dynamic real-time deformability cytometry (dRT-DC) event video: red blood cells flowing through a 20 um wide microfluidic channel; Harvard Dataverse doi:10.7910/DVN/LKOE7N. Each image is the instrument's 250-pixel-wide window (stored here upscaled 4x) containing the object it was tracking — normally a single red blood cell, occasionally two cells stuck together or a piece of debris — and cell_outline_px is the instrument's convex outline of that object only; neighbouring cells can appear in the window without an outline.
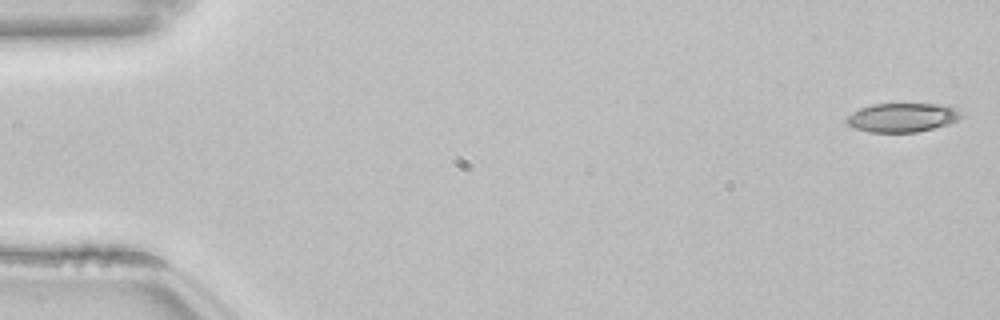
{"species": "common noctule bat (a hibernating species)", "species_latin": "Nyctalus noctula", "temperature_condition": "room temperature", "stored_images_in_passage": 53, "camera_frame_rate_fps": 3000, "um_per_image_px": 0.085, "animal": {"sex": "female", "body_mass_g": 22.7, "forearm_length_mm": 54.2}, "frame": {"image": 1, "passage_image": 1, "time_ms": 0.0, "image_size_px": [1000, 320], "cell_outline_px": [[964, 116], [948, 124], [916, 132], [868, 132], [852, 128], [844, 120], [852, 112], [860, 108], [872, 104], [936, 104], [956, 108]], "centroid_in_image_um": [76.65, 9.99], "position_along_channel_um": 8.4, "area_um2": 19.31}}
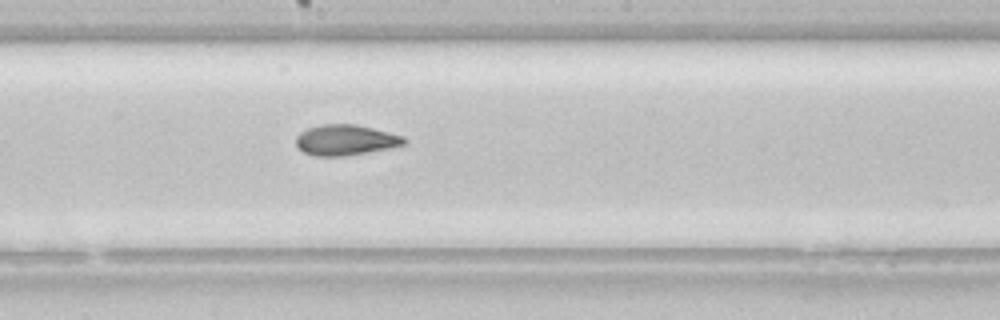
{"frame": {"image": 2, "passage_image": 29, "time_ms": 9.333, "image_size_px": [1000, 320], "cell_outline_px": [[408, 140], [404, 144], [388, 148], [344, 156], [316, 156], [304, 152], [296, 144], [296, 136], [300, 132], [308, 128], [320, 124], [356, 124], [404, 136]], "centroid_in_image_um": [29.36, 11.89], "position_along_channel_um": 218.8, "area_um2": 19.13}}
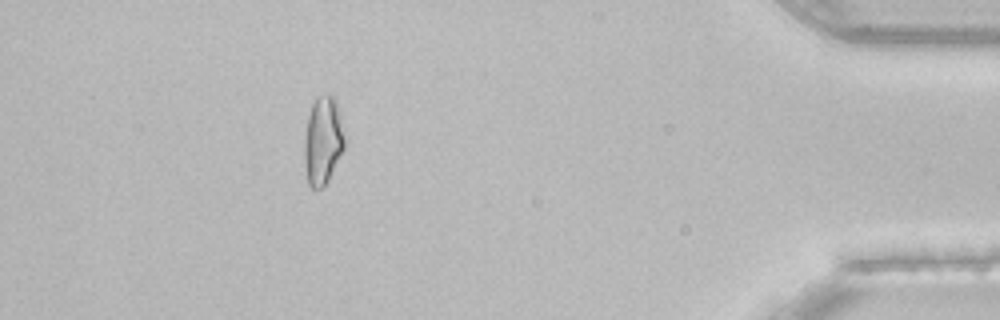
{"frame": {"image": 3, "passage_image": 48, "time_ms": 15.667, "image_size_px": [1000, 320], "cell_outline_px": [[344, 148], [328, 180], [320, 188], [312, 188], [308, 184], [304, 168], [304, 140], [308, 116], [312, 104], [316, 96], [328, 92], [332, 92], [336, 96], [340, 112], [344, 136]], "centroid_in_image_um": [27.44, 11.87], "position_along_channel_um": 407.8, "area_um2": 21.04}, "authors_computed_cell_mechanics": {"area_um2": 19.7098, "velocity_mm_per_s": 3.8615, "shape_relaxation_time_tau1_ms": 10.7231, "shape_relaxation_time_tau2_ms": 2.4354, "deformation_change_tau1": 0.2182, "deformation_change_tau2": 0.09}}